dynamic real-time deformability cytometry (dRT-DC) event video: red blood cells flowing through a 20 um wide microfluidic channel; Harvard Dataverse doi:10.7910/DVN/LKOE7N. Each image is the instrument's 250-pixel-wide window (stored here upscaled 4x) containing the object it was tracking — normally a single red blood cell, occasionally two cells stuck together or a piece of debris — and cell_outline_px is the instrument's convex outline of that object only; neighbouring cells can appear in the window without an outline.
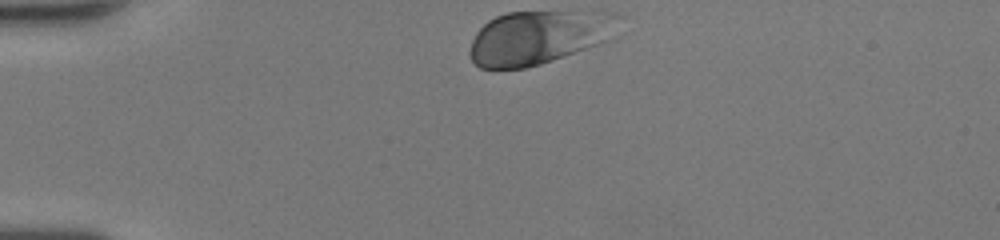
{"species": "human", "species_latin": "Homo sapiens", "temperature_condition": "room temperature", "stored_images_in_passage": 30, "camera_frame_rate_fps": 3000, "um_per_image_px": 0.085, "donor": {"sex": "female"}, "frame": {"image": 1, "passage_image": 1, "time_ms": 0.0, "image_size_px": [1000, 240], "cell_outline_px": [[608, 40], [600, 44], [540, 64], [524, 68], [480, 68], [472, 60], [468, 52], [472, 40], [476, 32], [488, 20], [496, 16], [508, 12], [564, 12]], "centroid_in_image_um": [45.01, 3.36], "position_along_channel_um": 40.0, "area_um2": 40.4}}
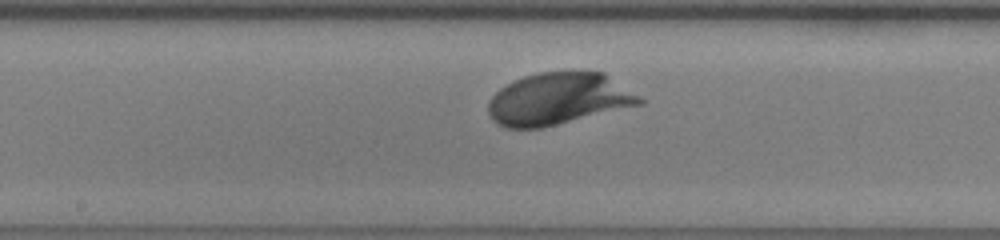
{"frame": {"image": 2, "passage_image": 16, "time_ms": 5.0, "image_size_px": [1000, 240], "cell_outline_px": [[644, 104], [540, 128], [504, 128], [492, 120], [488, 112], [488, 100], [500, 88], [512, 80], [524, 76], [540, 72], [604, 72], [640, 96], [644, 100]], "centroid_in_image_um": [47.45, 8.41], "position_along_channel_um": 200.7, "area_um2": 45.84}}
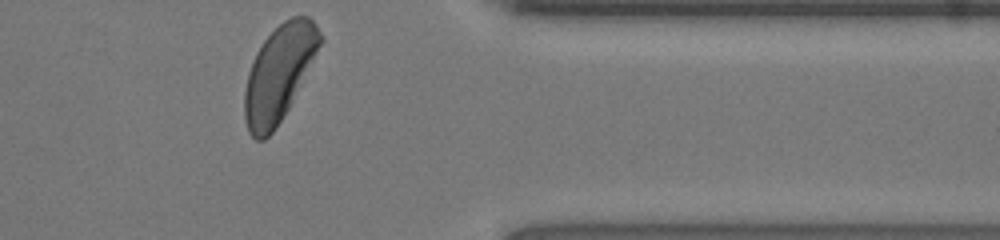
{"frame": {"image": 3, "passage_image": 30, "time_ms": 9.667, "image_size_px": [1000, 240], "cell_outline_px": [[324, 40], [288, 108], [272, 132], [264, 140], [256, 140], [248, 132], [244, 120], [244, 92], [248, 72], [256, 52], [264, 40], [284, 20], [292, 16], [308, 16], [316, 24], [324, 36]], "centroid_in_image_um": [23.71, 6.22], "position_along_channel_um": 387.7, "area_um2": 41.85}, "authors_computed_cell_mechanics": {"area_um2": 42.9165, "velocity_mm_per_s": 4.2002, "shape_relaxation_time_tau1_ms": 1.3155, "shape_relaxation_time_tau2_ms": null, "deformation_change_tau1": 0.0948, "deformation_change_tau2": null}}